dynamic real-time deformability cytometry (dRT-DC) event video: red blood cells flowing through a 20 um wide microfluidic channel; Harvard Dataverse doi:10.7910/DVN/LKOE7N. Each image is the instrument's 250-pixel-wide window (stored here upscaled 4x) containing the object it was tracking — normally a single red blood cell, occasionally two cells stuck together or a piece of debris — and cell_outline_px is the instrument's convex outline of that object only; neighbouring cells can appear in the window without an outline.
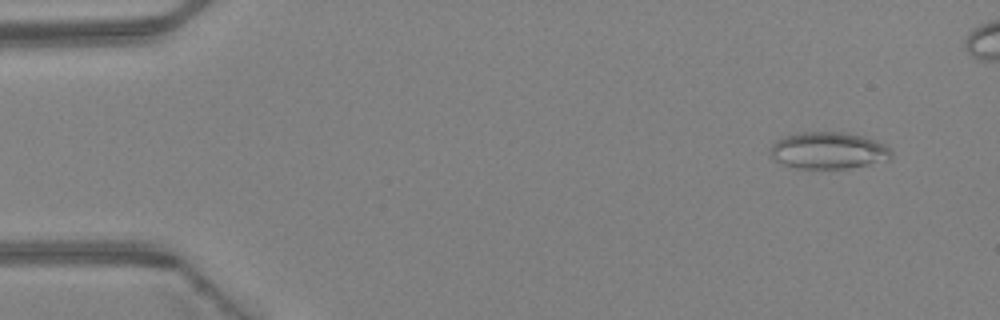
{"species": "Egyptian fruit bat (a non-hibernating species)", "species_latin": "Rousettus aegyptiacus", "temperature_condition": "warm", "stored_images_in_passage": 5, "camera_frame_rate_fps": 3000, "um_per_image_px": 0.085, "animal": {"sex": "female"}, "frame": {"image": 1, "passage_image": 1, "time_ms": 0.0, "image_size_px": [1000, 320], "cell_outline_px": [[892, 156], [888, 160], [848, 168], [792, 168], [776, 160], [772, 156], [772, 144], [776, 140], [784, 136], [800, 132], [844, 132], [864, 136], [876, 140], [884, 144], [892, 152]], "centroid_in_image_um": [70.43, 12.78], "position_along_channel_um": 14.6, "area_um2": 25.84}}